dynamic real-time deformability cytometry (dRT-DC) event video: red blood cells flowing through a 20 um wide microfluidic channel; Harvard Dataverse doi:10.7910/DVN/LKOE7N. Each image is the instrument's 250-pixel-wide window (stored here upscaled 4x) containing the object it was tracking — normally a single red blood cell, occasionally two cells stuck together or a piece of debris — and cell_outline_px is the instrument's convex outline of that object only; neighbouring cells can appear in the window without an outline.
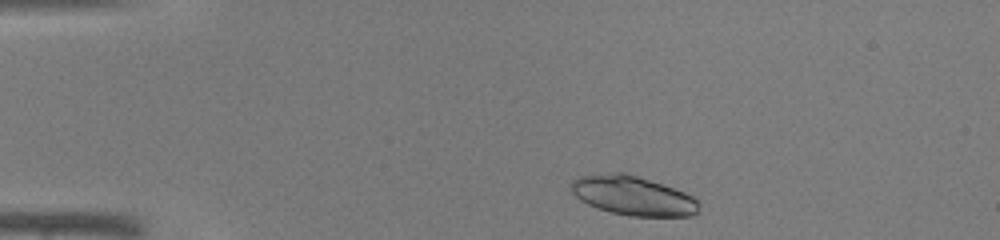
{"species": "common noctule bat (a hibernating species)", "species_latin": "Nyctalus noctula", "temperature_condition": "warm", "stored_images_in_passage": 38, "camera_frame_rate_fps": 3000, "um_per_image_px": 0.085, "animal": {"sex": "male", "body_mass_g": 19.0, "forearm_length_mm": 50.8}, "frame": {"image": 1, "passage_image": 2, "time_ms": 0.333, "image_size_px": [1000, 240], "cell_outline_px": [[700, 204], [696, 212], [692, 216], [628, 216], [596, 208], [580, 200], [568, 188], [568, 184], [572, 180], [580, 176], [616, 172], [628, 172], [684, 192], [692, 196]], "centroid_in_image_um": [53.75, 16.62], "position_along_channel_um": 31.2, "area_um2": 29.36}}
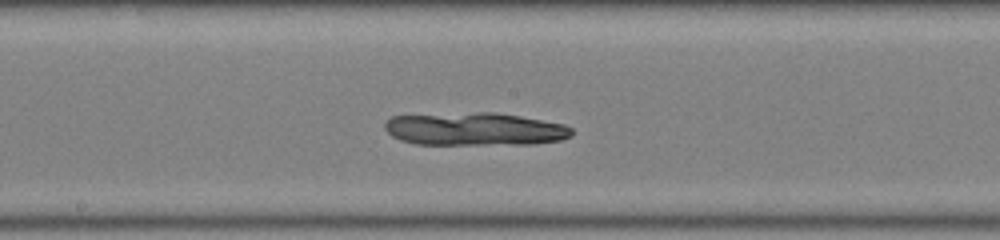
{"frame": {"image": 2, "passage_image": 18, "time_ms": 5.667, "image_size_px": [1000, 240], "cell_outline_px": [[572, 136], [560, 140], [536, 144], [416, 144], [400, 140], [392, 136], [384, 128], [384, 124], [392, 116], [480, 112], [496, 112], [520, 116], [564, 124], [572, 128]], "centroid_in_image_um": [40.38, 10.97], "position_along_channel_um": 207.8, "area_um2": 35.89}}
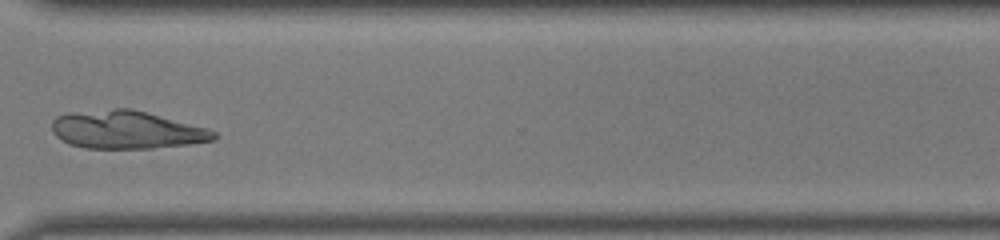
{"frame": {"image": 3, "passage_image": 28, "time_ms": 9.0, "image_size_px": [1000, 240], "cell_outline_px": [[216, 140], [188, 144], [152, 148], [84, 148], [68, 144], [56, 136], [52, 132], [52, 120], [56, 116], [68, 112], [116, 108], [132, 108], [208, 128], [216, 132]], "centroid_in_image_um": [10.73, 11.02], "position_along_channel_um": 359.9, "area_um2": 36.07}}